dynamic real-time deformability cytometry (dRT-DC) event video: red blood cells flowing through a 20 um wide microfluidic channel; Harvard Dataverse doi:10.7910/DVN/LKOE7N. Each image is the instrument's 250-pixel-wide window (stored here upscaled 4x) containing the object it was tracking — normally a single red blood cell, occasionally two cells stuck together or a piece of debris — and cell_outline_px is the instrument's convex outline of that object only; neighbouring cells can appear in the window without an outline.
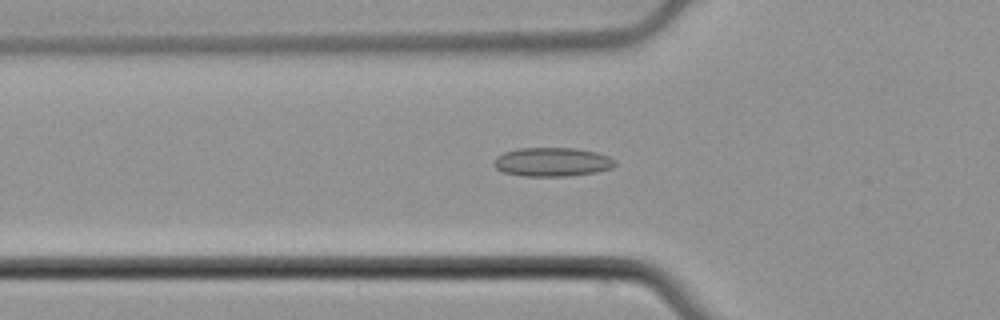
{"species": "common noctule bat (a hibernating species)", "species_latin": "Nyctalus noctula", "temperature_condition": "cold", "stored_images_in_passage": 51, "camera_frame_rate_fps": 3000, "um_per_image_px": 0.085, "animal": {"sex": "male", "body_mass_g": 21.5, "forearm_length_mm": 52.0}, "frame": {"image": 1, "passage_image": 19, "time_ms": 6.0, "image_size_px": [1000, 320], "cell_outline_px": [[616, 164], [612, 168], [596, 172], [568, 176], [524, 176], [504, 172], [496, 168], [492, 164], [496, 156], [504, 152], [520, 148], [572, 148], [596, 152], [608, 156], [616, 160]], "centroid_in_image_um": [46.93, 13.77], "position_along_channel_um": 78.9, "area_um2": 20.4}}
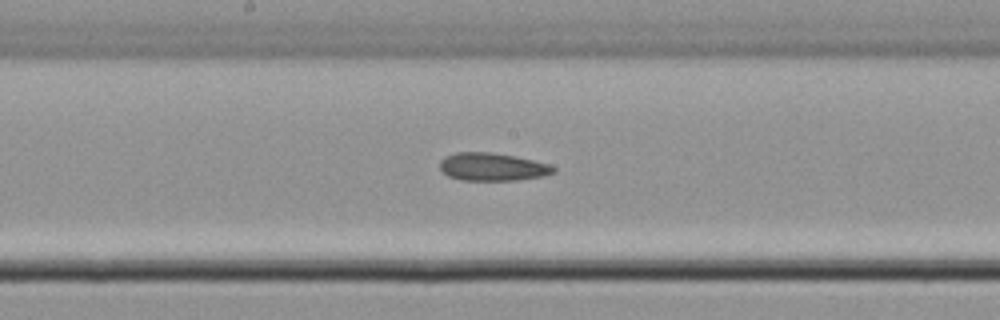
{"frame": {"image": 2, "passage_image": 29, "time_ms": 9.333, "image_size_px": [1000, 320], "cell_outline_px": [[556, 172], [544, 176], [516, 180], [460, 180], [448, 176], [440, 168], [440, 160], [456, 152], [488, 152], [512, 156], [532, 160], [548, 164], [556, 168]], "centroid_in_image_um": [41.86, 14.19], "position_along_channel_um": 206.3, "area_um2": 18.26}}
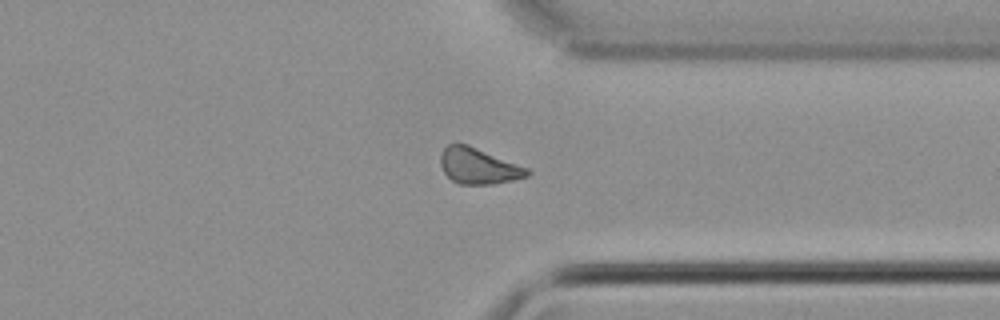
{"frame": {"image": 3, "passage_image": 42, "time_ms": 13.667, "image_size_px": [1000, 320], "cell_outline_px": [[532, 172], [528, 176], [512, 180], [492, 184], [460, 184], [452, 180], [444, 172], [440, 164], [440, 156], [444, 148], [448, 144], [468, 144], [528, 168]], "centroid_in_image_um": [40.67, 14.11], "position_along_channel_um": 370.7, "area_um2": 18.03}}